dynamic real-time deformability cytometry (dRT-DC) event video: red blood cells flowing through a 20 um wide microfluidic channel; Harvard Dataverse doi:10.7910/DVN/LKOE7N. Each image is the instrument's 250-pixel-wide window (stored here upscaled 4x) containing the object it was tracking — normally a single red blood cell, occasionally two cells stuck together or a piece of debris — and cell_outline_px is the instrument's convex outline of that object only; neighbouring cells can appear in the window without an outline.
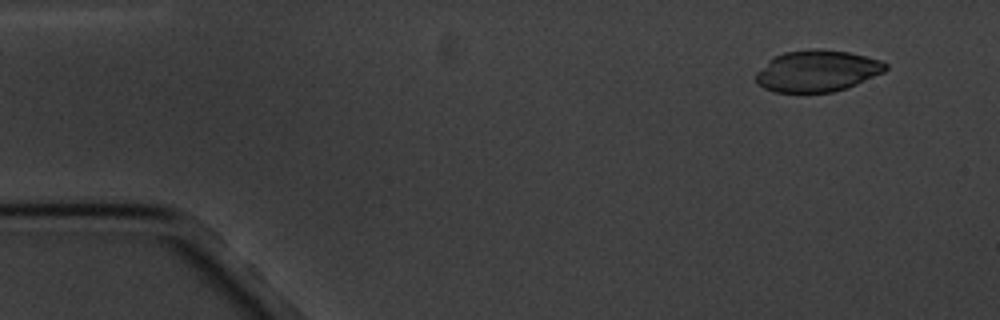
{"species": "common noctule bat (a hibernating species)", "species_latin": "Nyctalus noctula", "temperature_condition": "cold", "stored_images_in_passage": 16, "camera_frame_rate_fps": 3000, "um_per_image_px": 0.085, "animal": {"sex": "male", "body_mass_g": 20.1, "forearm_length_mm": 53.5}, "frame": {"image": 1, "passage_image": 2, "time_ms": 1.333, "image_size_px": [1000, 320], "cell_outline_px": [[888, 68], [884, 72], [856, 84], [832, 92], [772, 92], [756, 84], [756, 72], [768, 60], [784, 52], [816, 48], [820, 48], [848, 52], [880, 60], [888, 64]], "centroid_in_image_um": [69.43, 6.03], "position_along_channel_um": 15.6, "area_um2": 31.33}}